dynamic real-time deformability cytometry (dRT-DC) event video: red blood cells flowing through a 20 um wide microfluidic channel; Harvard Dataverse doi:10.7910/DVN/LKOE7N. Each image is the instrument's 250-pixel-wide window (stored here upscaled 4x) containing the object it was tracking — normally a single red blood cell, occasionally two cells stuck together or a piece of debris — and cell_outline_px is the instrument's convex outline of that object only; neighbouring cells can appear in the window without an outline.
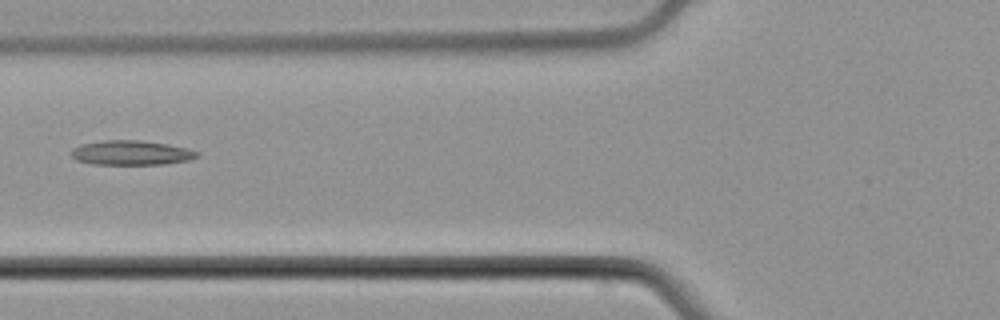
{"species": "common noctule bat (a hibernating species)", "species_latin": "Nyctalus noctula", "temperature_condition": "cold", "stored_images_in_passage": 6, "camera_frame_rate_fps": 3000, "um_per_image_px": 0.085, "animal": {"sex": "male", "body_mass_g": 21.5, "forearm_length_mm": 52.0}, "frame": {"image": 1, "passage_image": 6, "time_ms": 6.333, "image_size_px": [1000, 320], "cell_outline_px": [[200, 156], [188, 160], [164, 164], [92, 164], [76, 160], [72, 156], [72, 148], [80, 144], [104, 140], [140, 140], [168, 144], [188, 148], [200, 152]], "centroid_in_image_um": [11.18, 12.98], "position_along_channel_um": 114.6, "area_um2": 18.09}}